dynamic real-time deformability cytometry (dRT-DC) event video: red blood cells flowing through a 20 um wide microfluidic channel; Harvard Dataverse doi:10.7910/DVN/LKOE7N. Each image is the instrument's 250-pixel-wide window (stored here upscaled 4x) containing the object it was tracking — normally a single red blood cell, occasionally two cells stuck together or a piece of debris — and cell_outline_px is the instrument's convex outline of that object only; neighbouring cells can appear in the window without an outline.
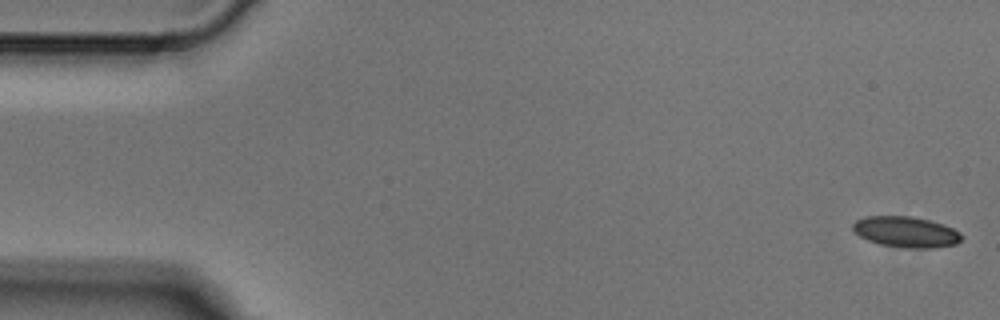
{"species": "Egyptian fruit bat (a non-hibernating species)", "species_latin": "Rousettus aegyptiacus", "temperature_condition": "cold", "stored_images_in_passage": 6, "camera_frame_rate_fps": 3000, "um_per_image_px": 0.085, "animal": {"sex": "male"}, "frame": {"image": 1, "passage_image": 1, "time_ms": 0.0, "image_size_px": [1000, 320], "cell_outline_px": [[964, 236], [956, 244], [932, 248], [900, 248], [880, 244], [868, 240], [860, 236], [852, 228], [852, 224], [856, 220], [864, 216], [912, 216], [944, 224], [960, 232]], "centroid_in_image_um": [77.01, 19.71], "position_along_channel_um": 8.0, "area_um2": 19.65}}
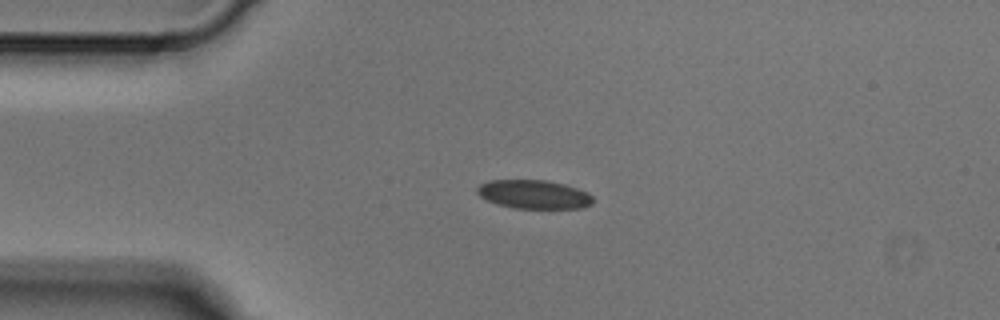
{"frame": {"image": 2, "passage_image": 4, "time_ms": 1.0, "image_size_px": [1000, 320], "cell_outline_px": [[592, 204], [584, 208], [512, 208], [496, 204], [480, 196], [476, 192], [476, 188], [480, 184], [488, 180], [544, 180], [564, 184], [588, 192], [592, 196]], "centroid_in_image_um": [45.36, 16.52], "position_along_channel_um": 39.6, "area_um2": 19.42}}
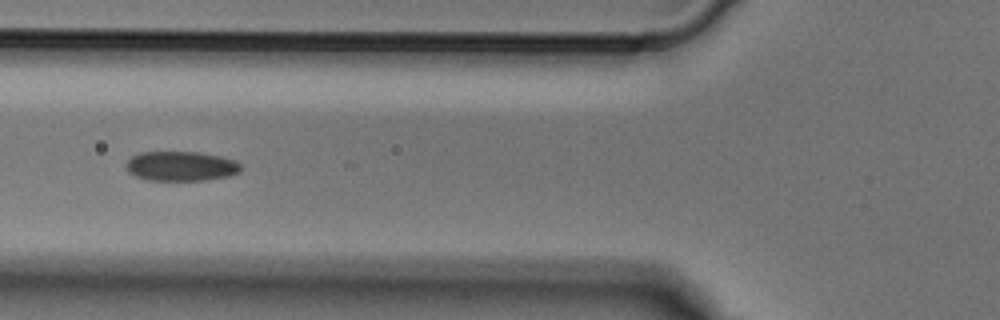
{"frame": {"image": 3, "passage_image": 6, "time_ms": 1.667, "image_size_px": [1000, 320], "cell_outline_px": [[240, 172], [228, 176], [204, 180], [148, 180], [136, 176], [128, 172], [124, 168], [124, 164], [132, 156], [140, 152], [200, 152], [220, 156], [236, 160], [240, 164]], "centroid_in_image_um": [15.36, 14.11], "position_along_channel_um": 110.4, "area_um2": 19.94}}